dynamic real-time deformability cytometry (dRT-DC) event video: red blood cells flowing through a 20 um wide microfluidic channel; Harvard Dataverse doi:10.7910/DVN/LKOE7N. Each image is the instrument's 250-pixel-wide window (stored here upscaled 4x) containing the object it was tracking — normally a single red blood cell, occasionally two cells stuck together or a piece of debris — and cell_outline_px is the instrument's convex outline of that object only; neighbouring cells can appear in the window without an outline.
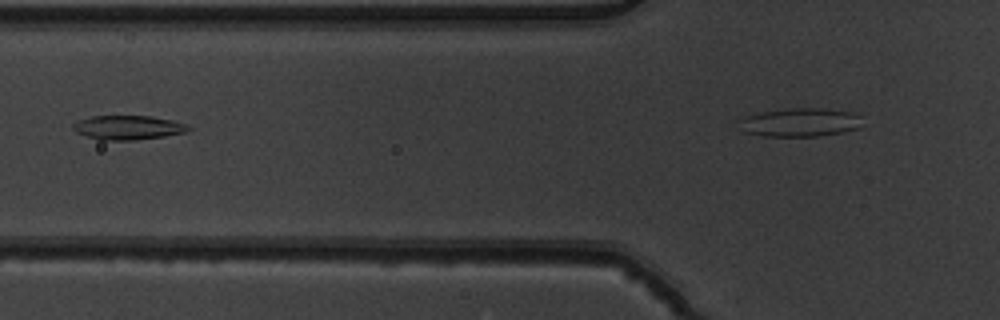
{"species": "common noctule bat (a hibernating species)", "species_latin": "Nyctalus noctula", "temperature_condition": "warm", "stored_images_in_passage": 6, "camera_frame_rate_fps": 3000, "um_per_image_px": 0.085, "animal": {"sex": "male", "body_mass_g": 19.5, "forearm_length_mm": 54.6}, "frame": {"image": 1, "passage_image": 5, "time_ms": 1.333, "image_size_px": [1000, 320], "cell_outline_px": [[192, 128], [184, 132], [164, 136], [132, 140], [100, 140], [76, 132], [72, 128], [72, 124], [76, 120], [92, 116], [152, 116], [172, 120], [188, 124]], "centroid_in_image_um": [10.86, 10.83], "position_along_channel_um": 114.9, "area_um2": 16.24}}